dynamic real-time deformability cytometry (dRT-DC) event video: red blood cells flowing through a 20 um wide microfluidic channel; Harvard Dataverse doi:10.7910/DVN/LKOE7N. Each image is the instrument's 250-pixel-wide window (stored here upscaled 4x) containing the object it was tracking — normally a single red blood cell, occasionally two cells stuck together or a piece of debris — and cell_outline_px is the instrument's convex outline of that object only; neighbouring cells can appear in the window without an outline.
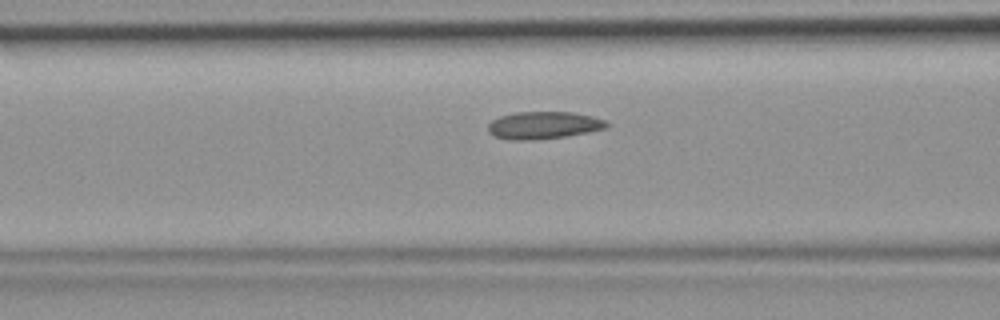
{"species": "common noctule bat (a hibernating species)", "species_latin": "Nyctalus noctula", "temperature_condition": "room temperature", "stored_images_in_passage": 37, "camera_frame_rate_fps": 3000, "um_per_image_px": 0.085, "animal": {"sex": "female", "body_mass_g": 19.9}, "frame": {"image": 1, "passage_image": 8, "time_ms": 2.333, "image_size_px": [1000, 320], "cell_outline_px": [[608, 124], [604, 128], [588, 132], [564, 136], [532, 140], [508, 140], [496, 136], [488, 132], [488, 124], [492, 120], [500, 116], [516, 112], [572, 112], [592, 116], [608, 120]], "centroid_in_image_um": [46.19, 10.64], "position_along_channel_um": 120.4, "area_um2": 18.84}}
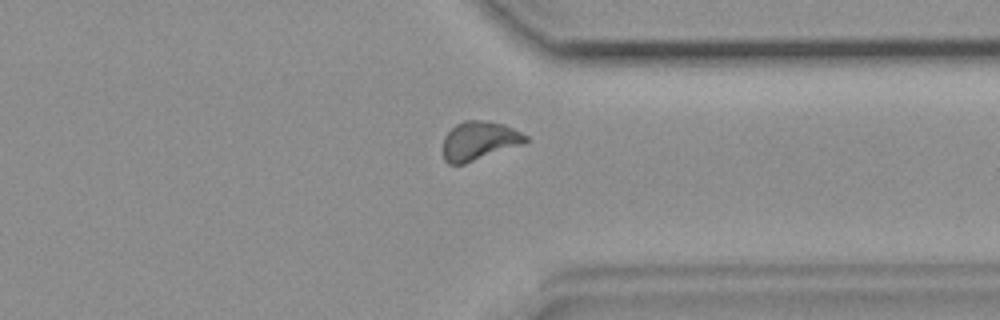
{"frame": {"image": 2, "passage_image": 26, "time_ms": 8.333, "image_size_px": [1000, 320], "cell_outline_px": [[528, 140], [524, 144], [464, 164], [448, 164], [444, 160], [444, 136], [456, 124], [464, 120], [488, 120], [504, 124], [528, 136]], "centroid_in_image_um": [40.74, 11.96], "position_along_channel_um": 370.7, "area_um2": 18.73}}
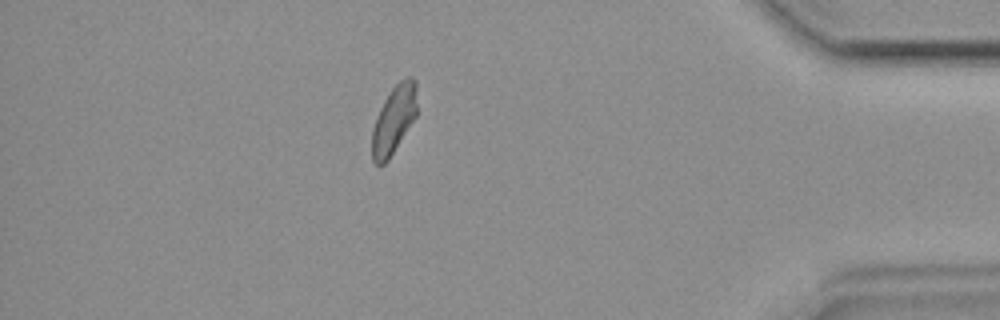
{"frame": {"image": 3, "passage_image": 31, "time_ms": 10.0, "image_size_px": [1000, 320], "cell_outline_px": [[416, 116], [388, 160], [380, 168], [372, 160], [372, 128], [376, 116], [384, 100], [392, 88], [400, 80], [408, 76], [412, 76], [416, 80]], "centroid_in_image_um": [33.46, 10.17], "position_along_channel_um": 401.7, "area_um2": 17.86}}